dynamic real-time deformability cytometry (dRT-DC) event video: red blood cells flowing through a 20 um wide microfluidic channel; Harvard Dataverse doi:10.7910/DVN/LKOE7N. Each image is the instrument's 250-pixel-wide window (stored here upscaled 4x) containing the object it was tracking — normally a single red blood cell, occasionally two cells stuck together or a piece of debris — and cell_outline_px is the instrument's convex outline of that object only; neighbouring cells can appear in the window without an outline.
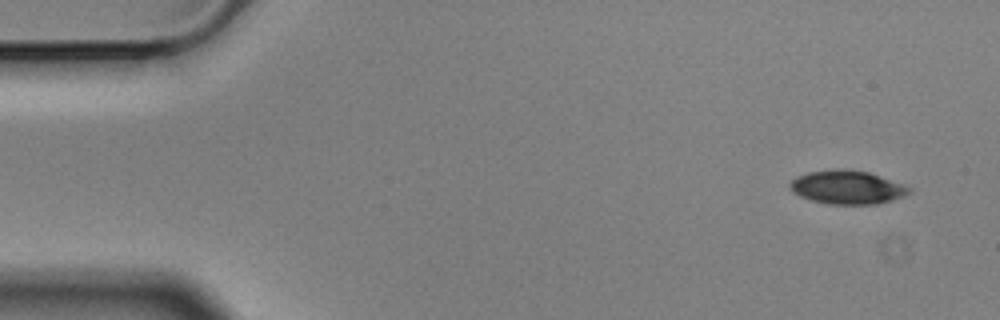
{"species": "Egyptian fruit bat (a non-hibernating species)", "species_latin": "Rousettus aegyptiacus", "temperature_condition": "cold", "stored_images_in_passage": 4, "camera_frame_rate_fps": 3000, "um_per_image_px": 0.085, "animal": {"sex": "male"}, "frame": {"image": 1, "passage_image": 1, "time_ms": 0.0, "image_size_px": [1000, 320], "cell_outline_px": [[912, 192], [904, 196], [892, 200], [876, 204], [828, 204], [812, 200], [800, 196], [792, 192], [788, 184], [796, 176], [808, 172], [832, 168], [844, 168], [868, 172], [912, 188]], "centroid_in_image_um": [71.98, 15.91], "position_along_channel_um": 13.0, "area_um2": 23.41}}